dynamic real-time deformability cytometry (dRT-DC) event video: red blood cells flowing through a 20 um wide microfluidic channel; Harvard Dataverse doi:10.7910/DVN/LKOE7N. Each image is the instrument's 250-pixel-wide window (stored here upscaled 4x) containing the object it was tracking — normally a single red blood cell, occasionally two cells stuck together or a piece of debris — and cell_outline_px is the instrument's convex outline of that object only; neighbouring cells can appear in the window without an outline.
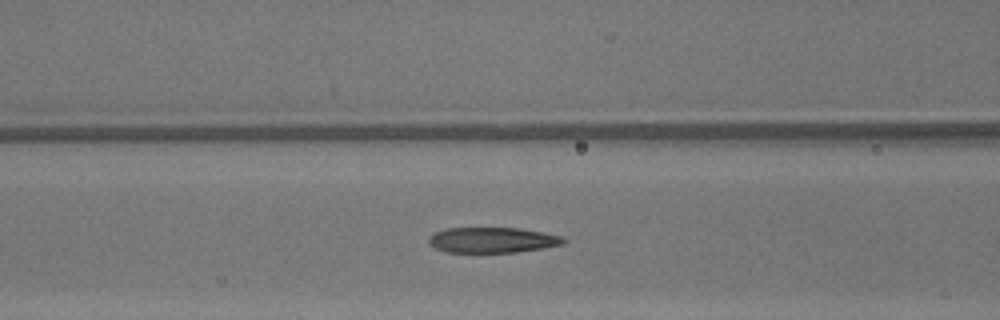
{"species": "common noctule bat (a hibernating species)", "species_latin": "Nyctalus noctula", "temperature_condition": "warm", "stored_images_in_passage": 42, "camera_frame_rate_fps": 3000, "um_per_image_px": 0.085, "animal": {"sex": "male", "body_mass_g": 13.3}, "frame": {"image": 1, "passage_image": 21, "time_ms": 6.667, "image_size_px": [1000, 320], "cell_outline_px": [[564, 240], [560, 244], [544, 248], [516, 252], [444, 252], [428, 244], [428, 240], [436, 232], [448, 228], [520, 228], [560, 236]], "centroid_in_image_um": [41.8, 20.41], "position_along_channel_um": 124.8, "area_um2": 19.65}}
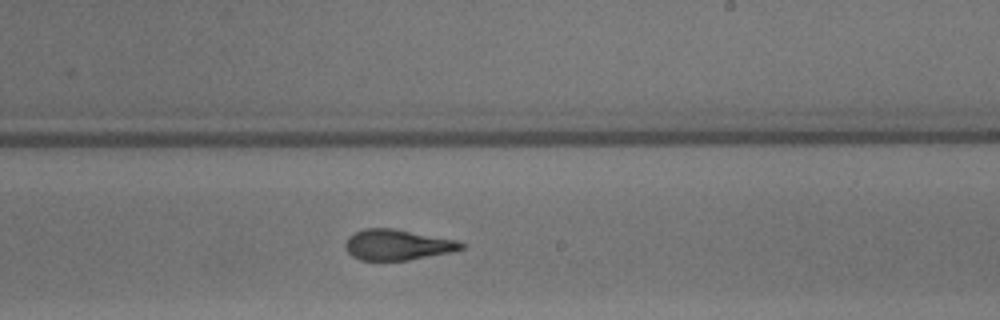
{"frame": {"image": 2, "passage_image": 30, "time_ms": 9.667, "image_size_px": [1000, 320], "cell_outline_px": [[464, 248], [448, 252], [408, 260], [360, 260], [352, 256], [344, 248], [344, 244], [348, 236], [364, 228], [392, 228], [456, 240], [464, 244]], "centroid_in_image_um": [33.71, 20.8], "position_along_channel_um": 255.3, "area_um2": 20.46}}
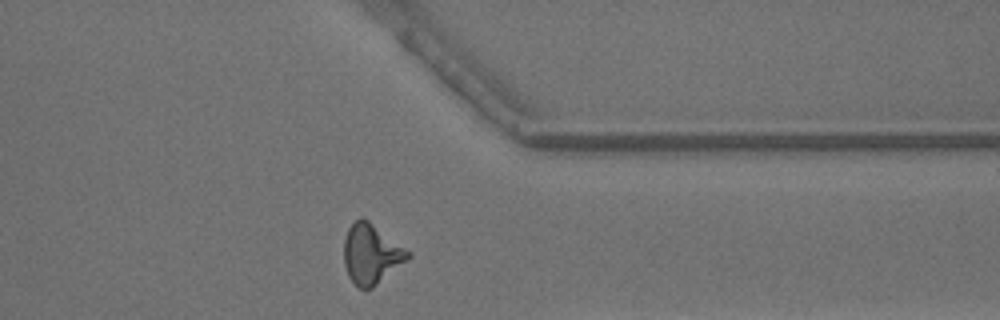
{"frame": {"image": 3, "passage_image": 39, "time_ms": 12.667, "image_size_px": [1000, 320], "cell_outline_px": [[412, 256], [372, 288], [360, 288], [348, 276], [344, 264], [344, 240], [348, 228], [356, 220], [368, 220], [412, 252]], "centroid_in_image_um": [31.57, 21.59], "position_along_channel_um": 379.8, "area_um2": 22.02}, "authors_computed_cell_mechanics": {"area_um2": 20.7502, "velocity_mm_per_s": 4.3514, "shape_relaxation_time_tau1_ms": 5.2496, "shape_relaxation_time_tau2_ms": 1.342, "deformation_change_tau1": 0.2167, "deformation_change_tau2": 0.1091}}